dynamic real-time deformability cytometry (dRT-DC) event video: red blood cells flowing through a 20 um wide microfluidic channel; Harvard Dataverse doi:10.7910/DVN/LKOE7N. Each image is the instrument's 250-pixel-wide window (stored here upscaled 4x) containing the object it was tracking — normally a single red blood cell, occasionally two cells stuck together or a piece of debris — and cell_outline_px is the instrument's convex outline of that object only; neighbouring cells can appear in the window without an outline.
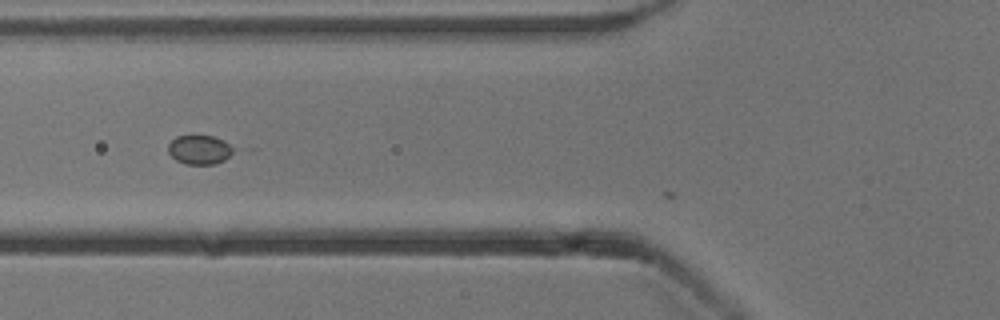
{"species": "common noctule bat (a hibernating species)", "species_latin": "Nyctalus noctula", "temperature_condition": "cold", "stored_images_in_passage": 7, "camera_frame_rate_fps": 3000, "um_per_image_px": 0.085, "animal": {"sex": "male", "body_mass_g": 13.3}, "frame": {"image": 1, "passage_image": 5, "time_ms": 1.333, "image_size_px": [1000, 320], "cell_outline_px": [[236, 148], [224, 160], [216, 164], [184, 164], [176, 160], [168, 152], [168, 144], [176, 136], [212, 136], [224, 140]], "centroid_in_image_um": [16.97, 12.73], "position_along_channel_um": 108.8, "area_um2": 11.1}}